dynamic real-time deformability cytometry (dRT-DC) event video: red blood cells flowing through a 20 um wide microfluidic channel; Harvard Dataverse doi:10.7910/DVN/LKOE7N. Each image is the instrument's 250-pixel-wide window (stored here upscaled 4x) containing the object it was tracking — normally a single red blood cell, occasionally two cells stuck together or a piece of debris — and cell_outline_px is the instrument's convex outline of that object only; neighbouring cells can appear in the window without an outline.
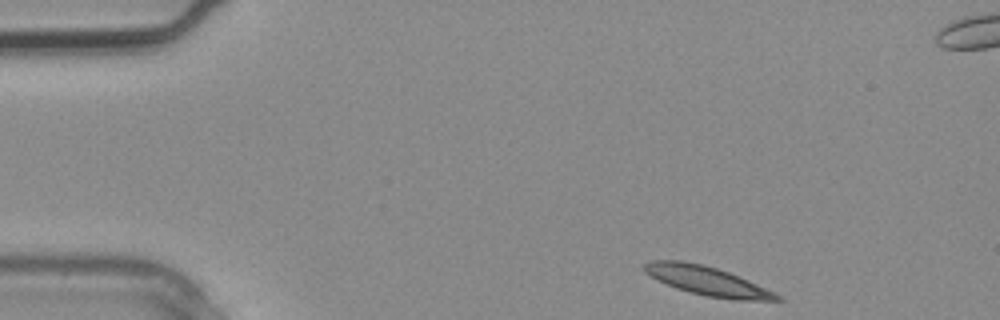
{"species": "common noctule bat (a hibernating species)", "species_latin": "Nyctalus noctula", "temperature_condition": "warm", "stored_images_in_passage": 3, "camera_frame_rate_fps": 3000, "um_per_image_px": 0.085, "animal": {"sex": "male", "body_mass_g": 20.4}, "frame": {"image": 1, "passage_image": 1, "time_ms": 0.0, "image_size_px": [1000, 320], "cell_outline_px": [[784, 300], [736, 300], [708, 296], [676, 288], [656, 280], [644, 272], [644, 264], [648, 260], [684, 260], [704, 264], [728, 272], [748, 280], [776, 292]], "centroid_in_image_um": [60.09, 23.86], "position_along_channel_um": 24.9, "area_um2": 22.43}}